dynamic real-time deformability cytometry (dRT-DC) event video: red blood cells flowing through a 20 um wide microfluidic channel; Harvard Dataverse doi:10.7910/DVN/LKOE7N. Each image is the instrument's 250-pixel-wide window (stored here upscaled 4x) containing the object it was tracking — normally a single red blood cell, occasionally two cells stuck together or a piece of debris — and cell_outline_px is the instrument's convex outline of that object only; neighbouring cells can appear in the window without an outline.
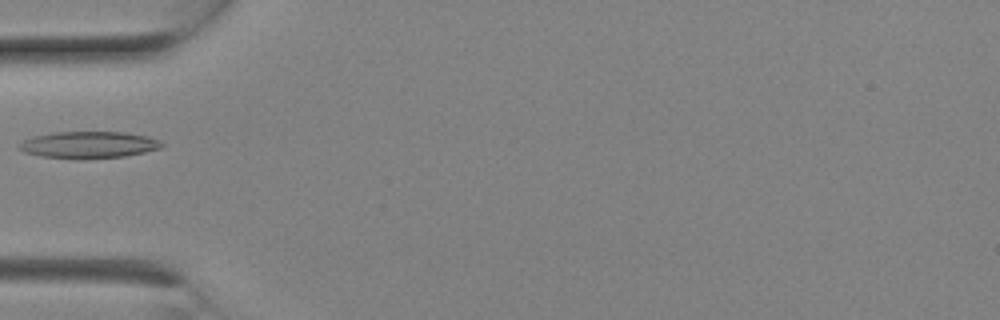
{"species": "Egyptian fruit bat (a non-hibernating species)", "species_latin": "Rousettus aegyptiacus", "temperature_condition": "room temperature", "stored_images_in_passage": 9, "camera_frame_rate_fps": 3000, "um_per_image_px": 0.085, "animal": {"sex": "female"}, "frame": {"image": 1, "passage_image": 7, "time_ms": 2.0, "image_size_px": [1000, 320], "cell_outline_px": [[164, 144], [160, 148], [144, 152], [124, 156], [84, 160], [76, 160], [40, 156], [24, 152], [16, 148], [16, 144], [24, 140], [36, 136], [56, 132], [124, 132], [148, 136], [160, 140]], "centroid_in_image_um": [7.51, 12.33], "position_along_channel_um": 77.5, "area_um2": 22.6}}
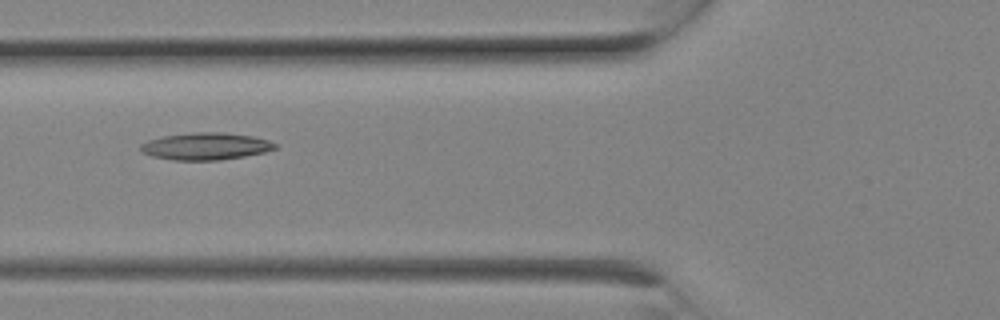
{"frame": {"image": 2, "passage_image": 8, "time_ms": 2.333, "image_size_px": [1000, 320], "cell_outline_px": [[276, 148], [264, 152], [244, 156], [220, 160], [172, 160], [152, 156], [140, 152], [140, 144], [148, 140], [164, 136], [192, 132], [224, 132], [252, 136], [268, 140], [276, 144]], "centroid_in_image_um": [17.45, 12.43], "position_along_channel_um": 108.4, "area_um2": 21.27}}
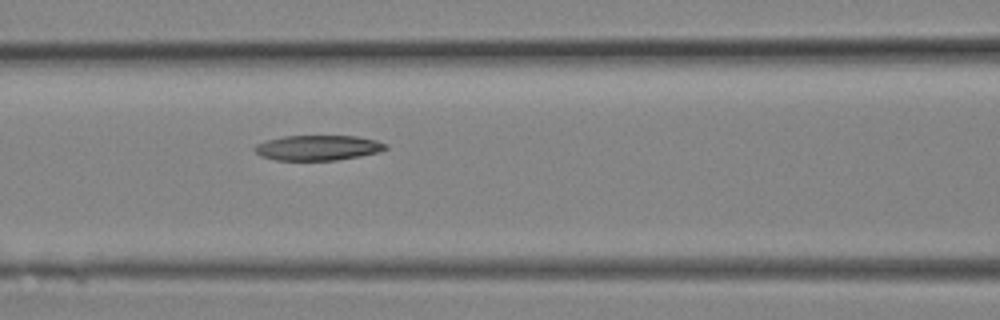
{"frame": {"image": 3, "passage_image": 9, "time_ms": 2.667, "image_size_px": [1000, 320], "cell_outline_px": [[388, 148], [380, 152], [360, 156], [336, 160], [276, 160], [260, 156], [252, 148], [256, 144], [268, 140], [284, 136], [356, 136], [376, 140], [388, 144]], "centroid_in_image_um": [27.04, 12.56], "position_along_channel_um": 139.6, "area_um2": 19.25}}